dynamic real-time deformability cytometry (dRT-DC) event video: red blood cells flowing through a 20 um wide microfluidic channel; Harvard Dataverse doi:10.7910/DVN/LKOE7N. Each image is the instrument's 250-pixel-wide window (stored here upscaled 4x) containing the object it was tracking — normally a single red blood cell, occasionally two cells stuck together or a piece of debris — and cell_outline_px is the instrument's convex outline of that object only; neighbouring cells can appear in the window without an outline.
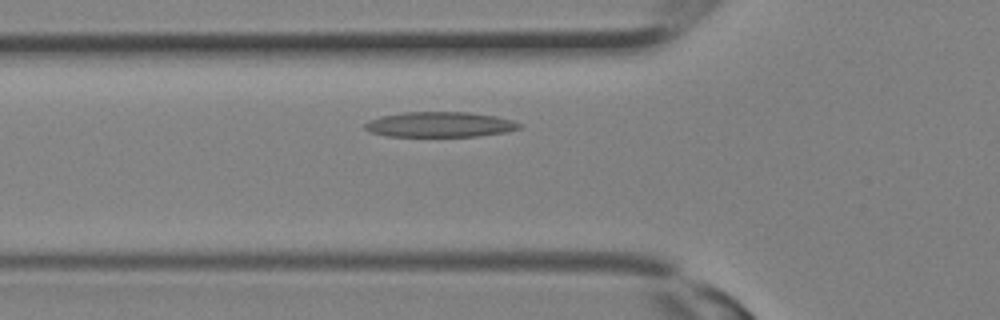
{"species": "Egyptian fruit bat (a non-hibernating species)", "species_latin": "Rousettus aegyptiacus", "temperature_condition": "room temperature", "stored_images_in_passage": 12, "camera_frame_rate_fps": 3000, "um_per_image_px": 0.085, "animal": {"sex": "female"}, "frame": {"image": 1, "passage_image": 6, "time_ms": 1.667, "image_size_px": [1000, 320], "cell_outline_px": [[524, 124], [520, 128], [504, 132], [476, 136], [388, 136], [368, 132], [364, 128], [364, 124], [368, 120], [380, 116], [404, 112], [468, 112], [496, 116], [512, 120]], "centroid_in_image_um": [37.36, 10.58], "position_along_channel_um": 88.4, "area_um2": 22.77}}
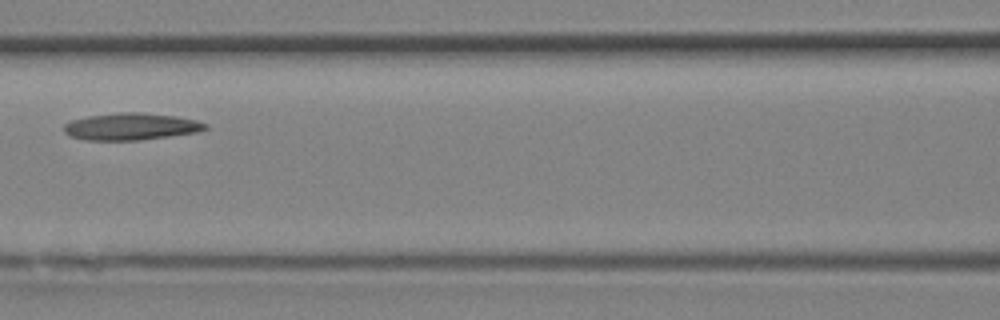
{"frame": {"image": 2, "passage_image": 9, "time_ms": 2.667, "image_size_px": [1000, 320], "cell_outline_px": [[208, 128], [196, 132], [140, 140], [84, 140], [72, 136], [64, 132], [64, 124], [72, 120], [88, 116], [120, 112], [140, 112], [176, 116], [196, 120], [208, 124]], "centroid_in_image_um": [11.14, 10.75], "position_along_channel_um": 155.5, "area_um2": 22.14}}
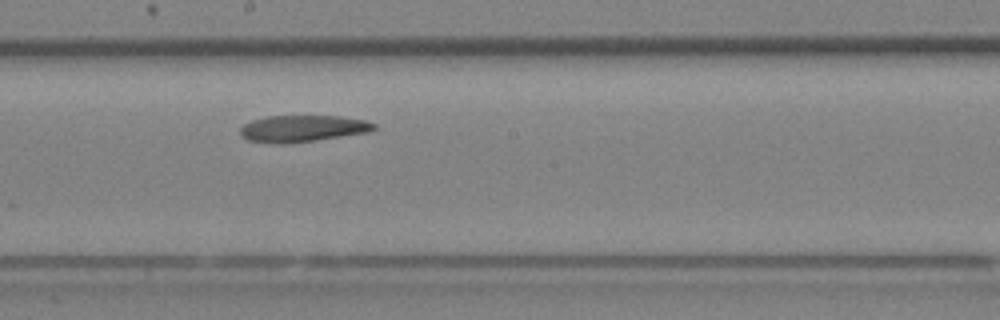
{"frame": {"image": 3, "passage_image": 12, "time_ms": 3.667, "image_size_px": [1000, 320], "cell_outline_px": [[376, 128], [372, 132], [288, 144], [276, 144], [248, 140], [240, 136], [240, 128], [244, 124], [252, 120], [264, 116], [340, 116], [364, 120], [376, 124]], "centroid_in_image_um": [25.71, 10.93], "position_along_channel_um": 222.5, "area_um2": 21.04}}